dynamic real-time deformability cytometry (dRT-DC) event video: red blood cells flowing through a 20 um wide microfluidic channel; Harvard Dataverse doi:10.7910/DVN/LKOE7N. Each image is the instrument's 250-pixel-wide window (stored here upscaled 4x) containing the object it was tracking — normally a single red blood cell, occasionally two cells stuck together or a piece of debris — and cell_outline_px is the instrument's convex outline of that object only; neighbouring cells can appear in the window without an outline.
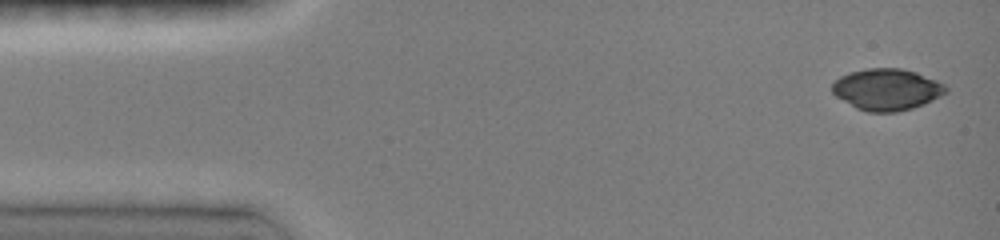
{"species": "common noctule bat (a hibernating species)", "species_latin": "Nyctalus noctula", "temperature_condition": "room temperature", "stored_images_in_passage": 30, "camera_frame_rate_fps": 3000, "um_per_image_px": 0.085, "animal": {"sex": "female", "body_mass_g": 19.0, "forearm_length_mm": 51.5}, "frame": {"image": 1, "passage_image": 1, "time_ms": 0.0, "image_size_px": [1000, 240], "cell_outline_px": [[948, 92], [924, 104], [912, 108], [896, 112], [868, 112], [856, 108], [836, 96], [832, 92], [832, 84], [840, 76], [848, 72], [864, 68], [900, 68], [916, 72], [936, 80], [944, 84], [948, 88]], "centroid_in_image_um": [75.37, 7.6], "position_along_channel_um": 9.6, "area_um2": 27.57}}
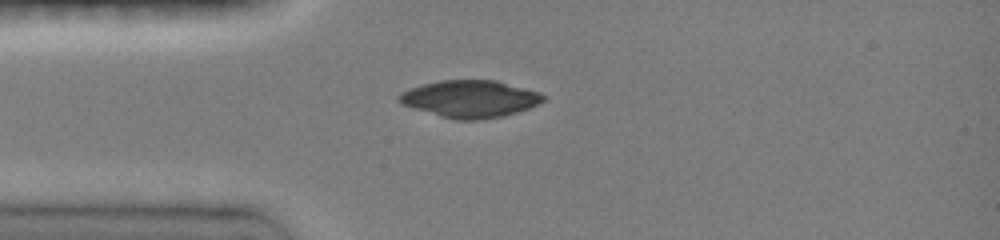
{"frame": {"image": 2, "passage_image": 9, "time_ms": 3.333, "image_size_px": [1000, 240], "cell_outline_px": [[544, 100], [528, 108], [504, 116], [480, 120], [456, 120], [440, 116], [400, 104], [396, 100], [396, 96], [400, 92], [424, 84], [440, 80], [496, 80], [540, 92], [544, 96]], "centroid_in_image_um": [39.92, 8.41], "position_along_channel_um": 45.1, "area_um2": 31.21}}